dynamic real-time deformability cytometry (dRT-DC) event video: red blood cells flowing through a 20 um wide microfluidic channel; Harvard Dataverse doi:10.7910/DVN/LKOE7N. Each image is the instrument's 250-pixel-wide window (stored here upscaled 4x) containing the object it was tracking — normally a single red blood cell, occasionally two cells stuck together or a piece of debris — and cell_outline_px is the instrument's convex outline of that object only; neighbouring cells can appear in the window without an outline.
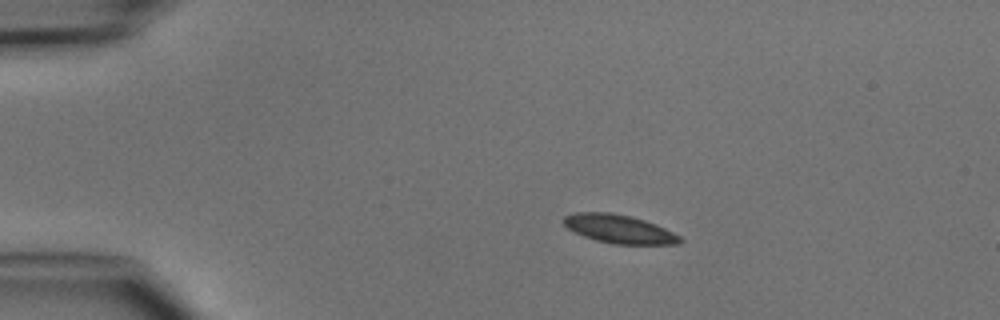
{"species": "common noctule bat (a hibernating species)", "species_latin": "Nyctalus noctula", "temperature_condition": "cold", "stored_images_in_passage": 3, "camera_frame_rate_fps": 3000, "um_per_image_px": 0.085, "animal": {"sex": "male", "body_mass_g": 15.6}, "frame": {"image": 1, "passage_image": 1, "time_ms": 0.0, "image_size_px": [1000, 320], "cell_outline_px": [[684, 240], [680, 244], [612, 244], [596, 240], [584, 236], [568, 228], [560, 220], [564, 216], [576, 212], [612, 212], [644, 220], [656, 224], [680, 236]], "centroid_in_image_um": [52.62, 19.46], "position_along_channel_um": 32.4, "area_um2": 19.31}}